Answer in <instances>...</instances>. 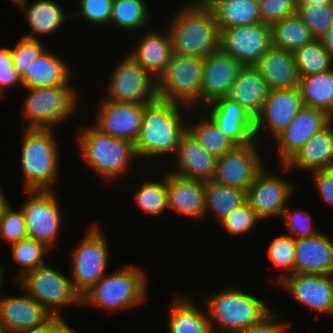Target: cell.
<instances>
[{"mask_svg": "<svg viewBox=\"0 0 333 333\" xmlns=\"http://www.w3.org/2000/svg\"><path fill=\"white\" fill-rule=\"evenodd\" d=\"M190 109L175 102L158 99L148 104L144 108L140 132L134 142L137 157L154 160V157L166 158L171 155L173 159L172 154H175L179 139L187 130L185 122L194 113V109Z\"/></svg>", "mask_w": 333, "mask_h": 333, "instance_id": "cell-1", "label": "cell"}, {"mask_svg": "<svg viewBox=\"0 0 333 333\" xmlns=\"http://www.w3.org/2000/svg\"><path fill=\"white\" fill-rule=\"evenodd\" d=\"M168 23L172 53L205 58L219 49L220 30L203 0H189Z\"/></svg>", "mask_w": 333, "mask_h": 333, "instance_id": "cell-2", "label": "cell"}, {"mask_svg": "<svg viewBox=\"0 0 333 333\" xmlns=\"http://www.w3.org/2000/svg\"><path fill=\"white\" fill-rule=\"evenodd\" d=\"M23 132L20 161L24 190H53L61 161L55 128L24 127Z\"/></svg>", "mask_w": 333, "mask_h": 333, "instance_id": "cell-3", "label": "cell"}, {"mask_svg": "<svg viewBox=\"0 0 333 333\" xmlns=\"http://www.w3.org/2000/svg\"><path fill=\"white\" fill-rule=\"evenodd\" d=\"M208 319L213 333H236L259 323L273 309L263 299L226 287L205 296Z\"/></svg>", "mask_w": 333, "mask_h": 333, "instance_id": "cell-4", "label": "cell"}, {"mask_svg": "<svg viewBox=\"0 0 333 333\" xmlns=\"http://www.w3.org/2000/svg\"><path fill=\"white\" fill-rule=\"evenodd\" d=\"M147 277L135 265L106 274L81 296V308L94 306L109 312L135 308L148 298Z\"/></svg>", "mask_w": 333, "mask_h": 333, "instance_id": "cell-5", "label": "cell"}, {"mask_svg": "<svg viewBox=\"0 0 333 333\" xmlns=\"http://www.w3.org/2000/svg\"><path fill=\"white\" fill-rule=\"evenodd\" d=\"M78 135L77 145L82 154L81 158L106 181H113L127 174L133 165L132 160L138 159L134 143L112 138L92 124L81 127Z\"/></svg>", "mask_w": 333, "mask_h": 333, "instance_id": "cell-6", "label": "cell"}, {"mask_svg": "<svg viewBox=\"0 0 333 333\" xmlns=\"http://www.w3.org/2000/svg\"><path fill=\"white\" fill-rule=\"evenodd\" d=\"M14 284L40 303L69 333H77L60 314L63 307H81V296L67 275L45 263L25 273Z\"/></svg>", "mask_w": 333, "mask_h": 333, "instance_id": "cell-7", "label": "cell"}, {"mask_svg": "<svg viewBox=\"0 0 333 333\" xmlns=\"http://www.w3.org/2000/svg\"><path fill=\"white\" fill-rule=\"evenodd\" d=\"M70 85L27 87L28 95L21 111L26 127L56 129L57 125L71 119L79 110L80 95L76 88Z\"/></svg>", "mask_w": 333, "mask_h": 333, "instance_id": "cell-8", "label": "cell"}, {"mask_svg": "<svg viewBox=\"0 0 333 333\" xmlns=\"http://www.w3.org/2000/svg\"><path fill=\"white\" fill-rule=\"evenodd\" d=\"M204 58L173 54L156 80L157 99L175 102L195 110L201 107Z\"/></svg>", "mask_w": 333, "mask_h": 333, "instance_id": "cell-9", "label": "cell"}, {"mask_svg": "<svg viewBox=\"0 0 333 333\" xmlns=\"http://www.w3.org/2000/svg\"><path fill=\"white\" fill-rule=\"evenodd\" d=\"M99 228L101 227L97 224L90 226L81 243L71 254L70 279L80 296L107 274L109 249Z\"/></svg>", "mask_w": 333, "mask_h": 333, "instance_id": "cell-10", "label": "cell"}, {"mask_svg": "<svg viewBox=\"0 0 333 333\" xmlns=\"http://www.w3.org/2000/svg\"><path fill=\"white\" fill-rule=\"evenodd\" d=\"M0 325L6 333H69L25 291L0 297Z\"/></svg>", "mask_w": 333, "mask_h": 333, "instance_id": "cell-11", "label": "cell"}, {"mask_svg": "<svg viewBox=\"0 0 333 333\" xmlns=\"http://www.w3.org/2000/svg\"><path fill=\"white\" fill-rule=\"evenodd\" d=\"M115 65L105 87L107 90L104 88L107 97L103 99L137 104L157 100L156 80L129 53Z\"/></svg>", "mask_w": 333, "mask_h": 333, "instance_id": "cell-12", "label": "cell"}, {"mask_svg": "<svg viewBox=\"0 0 333 333\" xmlns=\"http://www.w3.org/2000/svg\"><path fill=\"white\" fill-rule=\"evenodd\" d=\"M28 199L21 205L28 238L43 243L51 251L59 240L62 212L53 190L25 191Z\"/></svg>", "mask_w": 333, "mask_h": 333, "instance_id": "cell-13", "label": "cell"}, {"mask_svg": "<svg viewBox=\"0 0 333 333\" xmlns=\"http://www.w3.org/2000/svg\"><path fill=\"white\" fill-rule=\"evenodd\" d=\"M259 141L235 145L230 151L216 158L213 181L247 193L256 174L265 166ZM265 162V163H264Z\"/></svg>", "mask_w": 333, "mask_h": 333, "instance_id": "cell-14", "label": "cell"}, {"mask_svg": "<svg viewBox=\"0 0 333 333\" xmlns=\"http://www.w3.org/2000/svg\"><path fill=\"white\" fill-rule=\"evenodd\" d=\"M303 100L298 87L272 89L263 102L260 113L255 117V139L264 140L265 134L280 135L303 108ZM266 132V133H265Z\"/></svg>", "mask_w": 333, "mask_h": 333, "instance_id": "cell-15", "label": "cell"}, {"mask_svg": "<svg viewBox=\"0 0 333 333\" xmlns=\"http://www.w3.org/2000/svg\"><path fill=\"white\" fill-rule=\"evenodd\" d=\"M271 46V25L262 22L220 30L219 48L243 66L255 65Z\"/></svg>", "mask_w": 333, "mask_h": 333, "instance_id": "cell-16", "label": "cell"}, {"mask_svg": "<svg viewBox=\"0 0 333 333\" xmlns=\"http://www.w3.org/2000/svg\"><path fill=\"white\" fill-rule=\"evenodd\" d=\"M289 180L267 171L264 166L255 176L247 191V201L262 221L268 217L282 216L287 203L295 192ZM293 192V193H292Z\"/></svg>", "mask_w": 333, "mask_h": 333, "instance_id": "cell-17", "label": "cell"}, {"mask_svg": "<svg viewBox=\"0 0 333 333\" xmlns=\"http://www.w3.org/2000/svg\"><path fill=\"white\" fill-rule=\"evenodd\" d=\"M101 99L96 121L92 125L112 138L134 143L140 132L144 108L148 104Z\"/></svg>", "mask_w": 333, "mask_h": 333, "instance_id": "cell-18", "label": "cell"}, {"mask_svg": "<svg viewBox=\"0 0 333 333\" xmlns=\"http://www.w3.org/2000/svg\"><path fill=\"white\" fill-rule=\"evenodd\" d=\"M333 275L294 273L279 284L296 301L319 314H333Z\"/></svg>", "mask_w": 333, "mask_h": 333, "instance_id": "cell-19", "label": "cell"}, {"mask_svg": "<svg viewBox=\"0 0 333 333\" xmlns=\"http://www.w3.org/2000/svg\"><path fill=\"white\" fill-rule=\"evenodd\" d=\"M202 109L235 145H245L255 139V118L237 101L225 96Z\"/></svg>", "mask_w": 333, "mask_h": 333, "instance_id": "cell-20", "label": "cell"}, {"mask_svg": "<svg viewBox=\"0 0 333 333\" xmlns=\"http://www.w3.org/2000/svg\"><path fill=\"white\" fill-rule=\"evenodd\" d=\"M332 119L321 109L303 106L292 123L275 138L280 164L286 165Z\"/></svg>", "mask_w": 333, "mask_h": 333, "instance_id": "cell-21", "label": "cell"}, {"mask_svg": "<svg viewBox=\"0 0 333 333\" xmlns=\"http://www.w3.org/2000/svg\"><path fill=\"white\" fill-rule=\"evenodd\" d=\"M243 65L220 48L204 58L201 86V108L215 99L225 97Z\"/></svg>", "mask_w": 333, "mask_h": 333, "instance_id": "cell-22", "label": "cell"}, {"mask_svg": "<svg viewBox=\"0 0 333 333\" xmlns=\"http://www.w3.org/2000/svg\"><path fill=\"white\" fill-rule=\"evenodd\" d=\"M173 156L175 165L173 170L168 169L172 174L203 181L213 179L216 158L202 148L188 130L181 135Z\"/></svg>", "mask_w": 333, "mask_h": 333, "instance_id": "cell-23", "label": "cell"}, {"mask_svg": "<svg viewBox=\"0 0 333 333\" xmlns=\"http://www.w3.org/2000/svg\"><path fill=\"white\" fill-rule=\"evenodd\" d=\"M168 210L194 220L205 216V181L187 179L166 172Z\"/></svg>", "mask_w": 333, "mask_h": 333, "instance_id": "cell-24", "label": "cell"}, {"mask_svg": "<svg viewBox=\"0 0 333 333\" xmlns=\"http://www.w3.org/2000/svg\"><path fill=\"white\" fill-rule=\"evenodd\" d=\"M294 273L333 275V239L323 232L295 239Z\"/></svg>", "mask_w": 333, "mask_h": 333, "instance_id": "cell-25", "label": "cell"}, {"mask_svg": "<svg viewBox=\"0 0 333 333\" xmlns=\"http://www.w3.org/2000/svg\"><path fill=\"white\" fill-rule=\"evenodd\" d=\"M281 166L284 172L298 169L308 173L333 168V119L303 145L286 165Z\"/></svg>", "mask_w": 333, "mask_h": 333, "instance_id": "cell-26", "label": "cell"}, {"mask_svg": "<svg viewBox=\"0 0 333 333\" xmlns=\"http://www.w3.org/2000/svg\"><path fill=\"white\" fill-rule=\"evenodd\" d=\"M270 90L298 87L299 73L294 52L271 46L254 65Z\"/></svg>", "mask_w": 333, "mask_h": 333, "instance_id": "cell-27", "label": "cell"}, {"mask_svg": "<svg viewBox=\"0 0 333 333\" xmlns=\"http://www.w3.org/2000/svg\"><path fill=\"white\" fill-rule=\"evenodd\" d=\"M161 32L147 30L128 52L155 80L165 71L173 55L169 31Z\"/></svg>", "mask_w": 333, "mask_h": 333, "instance_id": "cell-28", "label": "cell"}, {"mask_svg": "<svg viewBox=\"0 0 333 333\" xmlns=\"http://www.w3.org/2000/svg\"><path fill=\"white\" fill-rule=\"evenodd\" d=\"M70 64L57 53L46 49L26 69L25 75L21 78L23 87H55L70 84ZM71 76V77H70Z\"/></svg>", "mask_w": 333, "mask_h": 333, "instance_id": "cell-29", "label": "cell"}, {"mask_svg": "<svg viewBox=\"0 0 333 333\" xmlns=\"http://www.w3.org/2000/svg\"><path fill=\"white\" fill-rule=\"evenodd\" d=\"M14 4L25 12V20L32 29L31 33L25 35L28 38L39 39L41 35H53L62 29L68 18H72L71 14L64 12L61 5L52 0H37L33 3L17 0Z\"/></svg>", "mask_w": 333, "mask_h": 333, "instance_id": "cell-30", "label": "cell"}, {"mask_svg": "<svg viewBox=\"0 0 333 333\" xmlns=\"http://www.w3.org/2000/svg\"><path fill=\"white\" fill-rule=\"evenodd\" d=\"M270 88L254 65L243 66L231 86L228 98L237 101L255 118L269 94Z\"/></svg>", "mask_w": 333, "mask_h": 333, "instance_id": "cell-31", "label": "cell"}, {"mask_svg": "<svg viewBox=\"0 0 333 333\" xmlns=\"http://www.w3.org/2000/svg\"><path fill=\"white\" fill-rule=\"evenodd\" d=\"M172 301L169 309V333H213L207 310L201 304L200 308L194 301L178 293Z\"/></svg>", "mask_w": 333, "mask_h": 333, "instance_id": "cell-32", "label": "cell"}, {"mask_svg": "<svg viewBox=\"0 0 333 333\" xmlns=\"http://www.w3.org/2000/svg\"><path fill=\"white\" fill-rule=\"evenodd\" d=\"M219 30L261 22L258 0H203Z\"/></svg>", "mask_w": 333, "mask_h": 333, "instance_id": "cell-33", "label": "cell"}, {"mask_svg": "<svg viewBox=\"0 0 333 333\" xmlns=\"http://www.w3.org/2000/svg\"><path fill=\"white\" fill-rule=\"evenodd\" d=\"M303 105L325 111L333 118V69L299 79Z\"/></svg>", "mask_w": 333, "mask_h": 333, "instance_id": "cell-34", "label": "cell"}, {"mask_svg": "<svg viewBox=\"0 0 333 333\" xmlns=\"http://www.w3.org/2000/svg\"><path fill=\"white\" fill-rule=\"evenodd\" d=\"M247 201V193L213 180L205 181V216L212 213L219 224L234 209Z\"/></svg>", "mask_w": 333, "mask_h": 333, "instance_id": "cell-35", "label": "cell"}, {"mask_svg": "<svg viewBox=\"0 0 333 333\" xmlns=\"http://www.w3.org/2000/svg\"><path fill=\"white\" fill-rule=\"evenodd\" d=\"M272 46L295 52L315 38L310 28L295 13L271 25Z\"/></svg>", "mask_w": 333, "mask_h": 333, "instance_id": "cell-36", "label": "cell"}, {"mask_svg": "<svg viewBox=\"0 0 333 333\" xmlns=\"http://www.w3.org/2000/svg\"><path fill=\"white\" fill-rule=\"evenodd\" d=\"M151 12L145 0H113L110 25L129 34L149 25ZM148 24V25H147Z\"/></svg>", "mask_w": 333, "mask_h": 333, "instance_id": "cell-37", "label": "cell"}, {"mask_svg": "<svg viewBox=\"0 0 333 333\" xmlns=\"http://www.w3.org/2000/svg\"><path fill=\"white\" fill-rule=\"evenodd\" d=\"M200 113L203 115H200L197 123L196 120L194 122L195 124L190 121L188 122L187 130L202 148L215 158H219L230 151L235 144L220 131L219 127L205 111Z\"/></svg>", "mask_w": 333, "mask_h": 333, "instance_id": "cell-38", "label": "cell"}, {"mask_svg": "<svg viewBox=\"0 0 333 333\" xmlns=\"http://www.w3.org/2000/svg\"><path fill=\"white\" fill-rule=\"evenodd\" d=\"M294 56L300 77L333 69V57L324 49L319 39L297 49Z\"/></svg>", "mask_w": 333, "mask_h": 333, "instance_id": "cell-39", "label": "cell"}, {"mask_svg": "<svg viewBox=\"0 0 333 333\" xmlns=\"http://www.w3.org/2000/svg\"><path fill=\"white\" fill-rule=\"evenodd\" d=\"M136 206L145 214L160 216L168 209L166 174L160 181H145L133 193Z\"/></svg>", "mask_w": 333, "mask_h": 333, "instance_id": "cell-40", "label": "cell"}, {"mask_svg": "<svg viewBox=\"0 0 333 333\" xmlns=\"http://www.w3.org/2000/svg\"><path fill=\"white\" fill-rule=\"evenodd\" d=\"M11 257L21 267L14 281H17L28 271L34 270L46 262L43 260L44 255L51 252L43 243L32 238H25L17 243L11 244Z\"/></svg>", "mask_w": 333, "mask_h": 333, "instance_id": "cell-41", "label": "cell"}, {"mask_svg": "<svg viewBox=\"0 0 333 333\" xmlns=\"http://www.w3.org/2000/svg\"><path fill=\"white\" fill-rule=\"evenodd\" d=\"M267 248L266 253L271 264L282 270L276 279L277 283L294 274L295 239L291 235L284 234L274 237Z\"/></svg>", "mask_w": 333, "mask_h": 333, "instance_id": "cell-42", "label": "cell"}, {"mask_svg": "<svg viewBox=\"0 0 333 333\" xmlns=\"http://www.w3.org/2000/svg\"><path fill=\"white\" fill-rule=\"evenodd\" d=\"M297 14L310 28L315 39L322 37L333 25V9L330 4L296 5Z\"/></svg>", "mask_w": 333, "mask_h": 333, "instance_id": "cell-43", "label": "cell"}, {"mask_svg": "<svg viewBox=\"0 0 333 333\" xmlns=\"http://www.w3.org/2000/svg\"><path fill=\"white\" fill-rule=\"evenodd\" d=\"M21 38V39H20ZM14 48H10L12 53V64L16 73L22 78L26 69L41 54L45 48L40 39L20 37Z\"/></svg>", "mask_w": 333, "mask_h": 333, "instance_id": "cell-44", "label": "cell"}, {"mask_svg": "<svg viewBox=\"0 0 333 333\" xmlns=\"http://www.w3.org/2000/svg\"><path fill=\"white\" fill-rule=\"evenodd\" d=\"M261 221L248 201L234 209L218 225L229 235L240 236L252 230Z\"/></svg>", "mask_w": 333, "mask_h": 333, "instance_id": "cell-45", "label": "cell"}, {"mask_svg": "<svg viewBox=\"0 0 333 333\" xmlns=\"http://www.w3.org/2000/svg\"><path fill=\"white\" fill-rule=\"evenodd\" d=\"M0 236L10 245L28 238L25 217L21 208L13 209L10 204L3 211L0 217Z\"/></svg>", "mask_w": 333, "mask_h": 333, "instance_id": "cell-46", "label": "cell"}, {"mask_svg": "<svg viewBox=\"0 0 333 333\" xmlns=\"http://www.w3.org/2000/svg\"><path fill=\"white\" fill-rule=\"evenodd\" d=\"M80 12L76 11L72 18L82 17L89 24L110 25L113 0H79Z\"/></svg>", "mask_w": 333, "mask_h": 333, "instance_id": "cell-47", "label": "cell"}, {"mask_svg": "<svg viewBox=\"0 0 333 333\" xmlns=\"http://www.w3.org/2000/svg\"><path fill=\"white\" fill-rule=\"evenodd\" d=\"M261 22L272 25L297 13L294 0H258Z\"/></svg>", "mask_w": 333, "mask_h": 333, "instance_id": "cell-48", "label": "cell"}, {"mask_svg": "<svg viewBox=\"0 0 333 333\" xmlns=\"http://www.w3.org/2000/svg\"><path fill=\"white\" fill-rule=\"evenodd\" d=\"M284 219V227L289 229V235L294 239L305 238V237H314L320 231L313 229L311 214L306 211L295 210L293 213L290 210H284L282 215ZM294 235V236H293Z\"/></svg>", "mask_w": 333, "mask_h": 333, "instance_id": "cell-49", "label": "cell"}, {"mask_svg": "<svg viewBox=\"0 0 333 333\" xmlns=\"http://www.w3.org/2000/svg\"><path fill=\"white\" fill-rule=\"evenodd\" d=\"M23 86L20 76L14 70L10 48H0V98L5 96V90Z\"/></svg>", "mask_w": 333, "mask_h": 333, "instance_id": "cell-50", "label": "cell"}, {"mask_svg": "<svg viewBox=\"0 0 333 333\" xmlns=\"http://www.w3.org/2000/svg\"><path fill=\"white\" fill-rule=\"evenodd\" d=\"M313 179V184L318 191L325 206L333 208V168L320 169L309 172Z\"/></svg>", "mask_w": 333, "mask_h": 333, "instance_id": "cell-51", "label": "cell"}, {"mask_svg": "<svg viewBox=\"0 0 333 333\" xmlns=\"http://www.w3.org/2000/svg\"><path fill=\"white\" fill-rule=\"evenodd\" d=\"M280 316L273 309L259 323L236 333H287L290 325L286 321L280 322Z\"/></svg>", "mask_w": 333, "mask_h": 333, "instance_id": "cell-52", "label": "cell"}, {"mask_svg": "<svg viewBox=\"0 0 333 333\" xmlns=\"http://www.w3.org/2000/svg\"><path fill=\"white\" fill-rule=\"evenodd\" d=\"M324 49L333 57V25L319 38Z\"/></svg>", "mask_w": 333, "mask_h": 333, "instance_id": "cell-53", "label": "cell"}, {"mask_svg": "<svg viewBox=\"0 0 333 333\" xmlns=\"http://www.w3.org/2000/svg\"><path fill=\"white\" fill-rule=\"evenodd\" d=\"M9 204L10 202L7 200V197L4 195L3 189L0 186V217Z\"/></svg>", "mask_w": 333, "mask_h": 333, "instance_id": "cell-54", "label": "cell"}, {"mask_svg": "<svg viewBox=\"0 0 333 333\" xmlns=\"http://www.w3.org/2000/svg\"><path fill=\"white\" fill-rule=\"evenodd\" d=\"M331 0H299L296 5L330 4Z\"/></svg>", "mask_w": 333, "mask_h": 333, "instance_id": "cell-55", "label": "cell"}, {"mask_svg": "<svg viewBox=\"0 0 333 333\" xmlns=\"http://www.w3.org/2000/svg\"><path fill=\"white\" fill-rule=\"evenodd\" d=\"M4 272H5V268L2 265H0V294L3 290V285L5 283V280H4L5 273Z\"/></svg>", "mask_w": 333, "mask_h": 333, "instance_id": "cell-56", "label": "cell"}, {"mask_svg": "<svg viewBox=\"0 0 333 333\" xmlns=\"http://www.w3.org/2000/svg\"><path fill=\"white\" fill-rule=\"evenodd\" d=\"M0 333H6L5 330L2 328L1 325H0Z\"/></svg>", "mask_w": 333, "mask_h": 333, "instance_id": "cell-57", "label": "cell"}, {"mask_svg": "<svg viewBox=\"0 0 333 333\" xmlns=\"http://www.w3.org/2000/svg\"><path fill=\"white\" fill-rule=\"evenodd\" d=\"M330 5L332 6V9H333V0H331Z\"/></svg>", "mask_w": 333, "mask_h": 333, "instance_id": "cell-58", "label": "cell"}, {"mask_svg": "<svg viewBox=\"0 0 333 333\" xmlns=\"http://www.w3.org/2000/svg\"><path fill=\"white\" fill-rule=\"evenodd\" d=\"M9 1L15 3L17 0H9Z\"/></svg>", "mask_w": 333, "mask_h": 333, "instance_id": "cell-59", "label": "cell"}]
</instances>
